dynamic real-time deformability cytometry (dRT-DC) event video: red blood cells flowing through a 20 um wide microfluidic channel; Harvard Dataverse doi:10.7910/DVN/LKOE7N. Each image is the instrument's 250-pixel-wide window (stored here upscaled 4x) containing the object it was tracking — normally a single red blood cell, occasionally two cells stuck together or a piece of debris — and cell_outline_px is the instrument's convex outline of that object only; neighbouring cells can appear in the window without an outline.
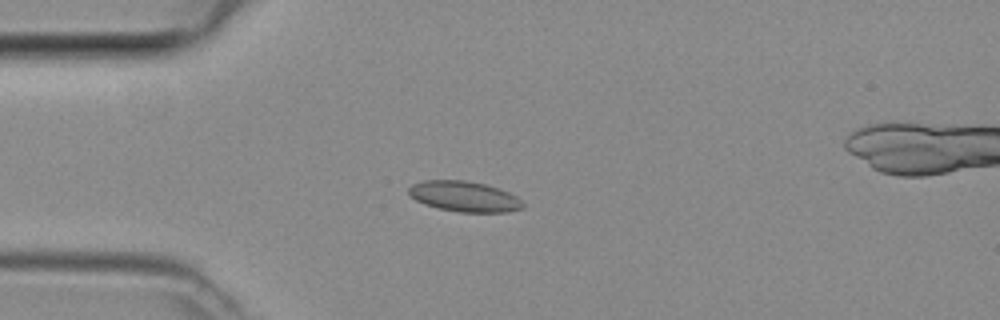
{"species": "common noctule bat (a hibernating species)", "species_latin": "Nyctalus noctula", "temperature_condition": "room temperature", "stored_images_in_passage": 48, "camera_frame_rate_fps": 3000, "um_per_image_px": 0.085, "animal": {"sex": "female", "body_mass_g": 29.2, "forearm_length_mm": 56.3}, "frame": {"image": 1, "passage_image": 12, "time_ms": 3.667, "image_size_px": [1000, 320], "cell_outline_px": [[524, 208], [508, 212], [460, 212], [440, 208], [424, 204], [416, 200], [408, 192], [408, 188], [412, 184], [424, 180], [464, 180], [484, 184], [500, 188], [516, 196], [524, 204]], "centroid_in_image_um": [39.48, 16.69], "position_along_channel_um": 45.5, "area_um2": 20.23}}
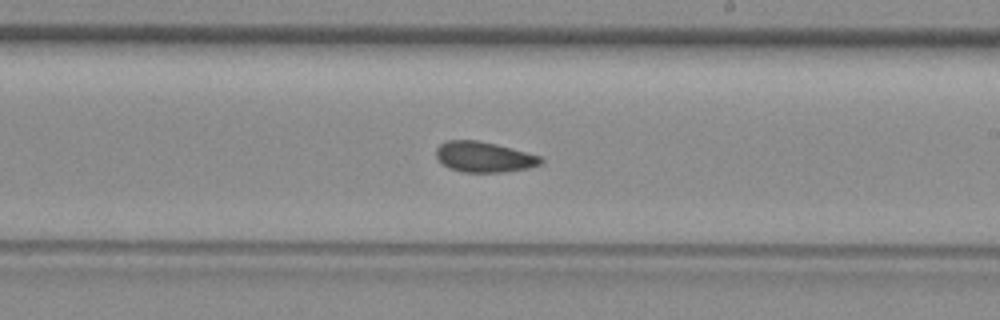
{"frame": {"image": 2, "passage_image": 27, "time_ms": 8.667, "image_size_px": [1000, 320], "cell_outline_px": [[544, 160], [540, 164], [528, 168], [504, 172], [464, 172], [448, 168], [436, 156], [436, 148], [440, 144], [448, 140], [476, 140], [496, 144], [540, 156]], "centroid_in_image_um": [41.13, 13.34], "position_along_channel_um": 247.9, "area_um2": 18.44}}
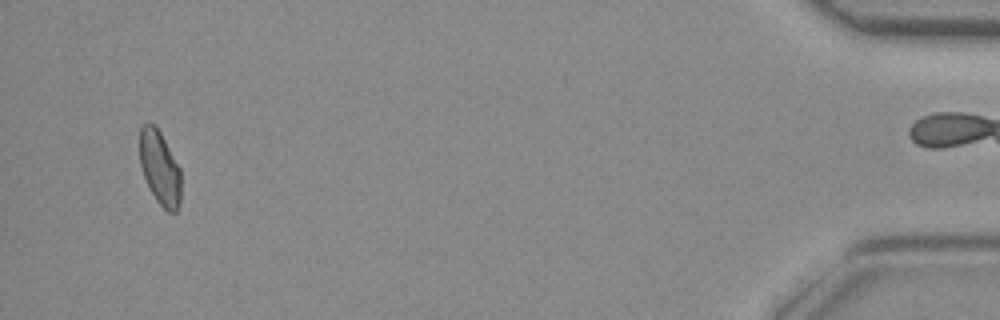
{"frame": {"image": 3, "passage_image": 45, "time_ms": 14.667, "image_size_px": [1000, 320], "cell_outline_px": [[180, 204], [176, 212], [168, 212], [156, 200], [144, 176], [140, 164], [140, 128], [144, 124], [152, 124], [160, 132], [180, 168]], "centroid_in_image_um": [13.59, 14.29], "position_along_channel_um": 421.6, "area_um2": 17.46}}